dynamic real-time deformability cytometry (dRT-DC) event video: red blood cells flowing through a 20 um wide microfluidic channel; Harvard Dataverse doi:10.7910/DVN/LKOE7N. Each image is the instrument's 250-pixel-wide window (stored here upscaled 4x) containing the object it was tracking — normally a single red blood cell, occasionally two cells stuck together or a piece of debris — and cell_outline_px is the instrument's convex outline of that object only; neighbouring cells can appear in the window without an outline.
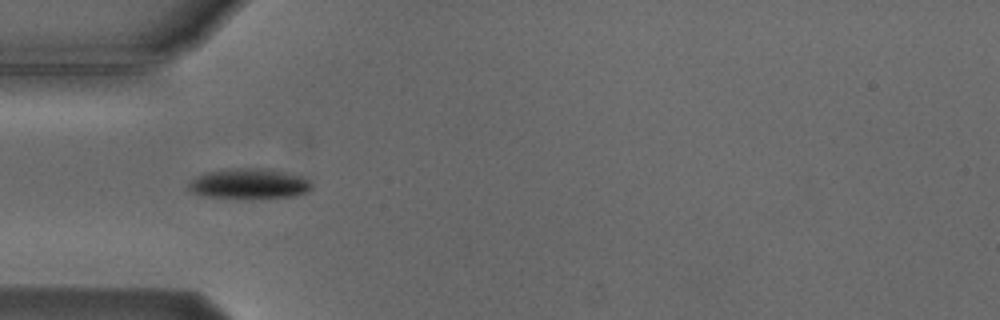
{"species": "Egyptian fruit bat (a non-hibernating species)", "species_latin": "Rousettus aegyptiacus", "temperature_condition": "cold", "stored_images_in_passage": 4, "camera_frame_rate_fps": 3000, "um_per_image_px": 0.085, "animal": {"sex": "male"}, "frame": {"image": 1, "passage_image": 3, "time_ms": 3.333, "image_size_px": [1000, 320], "cell_outline_px": [[312, 188], [308, 192], [296, 196], [252, 200], [236, 200], [200, 196], [192, 192], [188, 188], [188, 184], [196, 176], [204, 172], [224, 168], [272, 168], [304, 176], [312, 184]], "centroid_in_image_um": [21.18, 15.64], "position_along_channel_um": 63.8, "area_um2": 23.12}}